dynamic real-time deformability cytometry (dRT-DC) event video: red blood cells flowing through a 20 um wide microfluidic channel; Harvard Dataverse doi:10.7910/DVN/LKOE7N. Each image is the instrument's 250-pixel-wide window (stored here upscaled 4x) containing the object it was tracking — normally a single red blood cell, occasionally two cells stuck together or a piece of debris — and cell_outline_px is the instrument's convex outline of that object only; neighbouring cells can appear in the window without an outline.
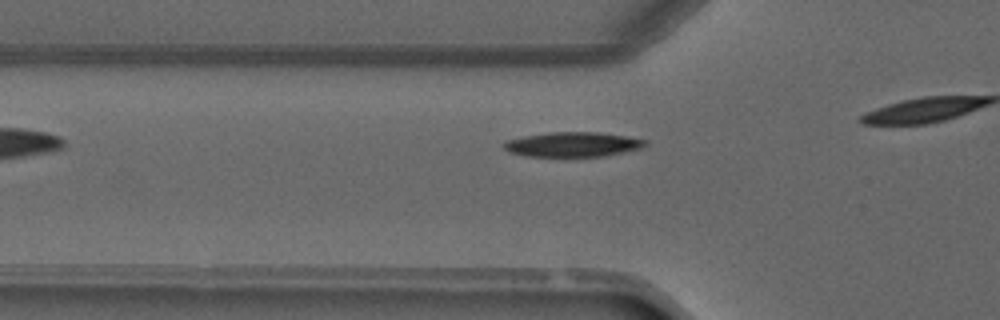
{"species": "common noctule bat (a hibernating species)", "species_latin": "Nyctalus noctula", "temperature_condition": "warm", "stored_images_in_passage": 5, "camera_frame_rate_fps": 3000, "um_per_image_px": 0.085, "animal": {"sex": "male", "forearm_length_mm": 52.5}, "frame": {"image": 1, "passage_image": 4, "time_ms": 3.667, "image_size_px": [1000, 320], "cell_outline_px": [[648, 144], [640, 148], [624, 152], [604, 156], [528, 156], [508, 152], [500, 144], [508, 140], [524, 136], [548, 132], [600, 132], [628, 136], [648, 140]], "centroid_in_image_um": [48.7, 12.26], "position_along_channel_um": 77.1, "area_um2": 20.46}}